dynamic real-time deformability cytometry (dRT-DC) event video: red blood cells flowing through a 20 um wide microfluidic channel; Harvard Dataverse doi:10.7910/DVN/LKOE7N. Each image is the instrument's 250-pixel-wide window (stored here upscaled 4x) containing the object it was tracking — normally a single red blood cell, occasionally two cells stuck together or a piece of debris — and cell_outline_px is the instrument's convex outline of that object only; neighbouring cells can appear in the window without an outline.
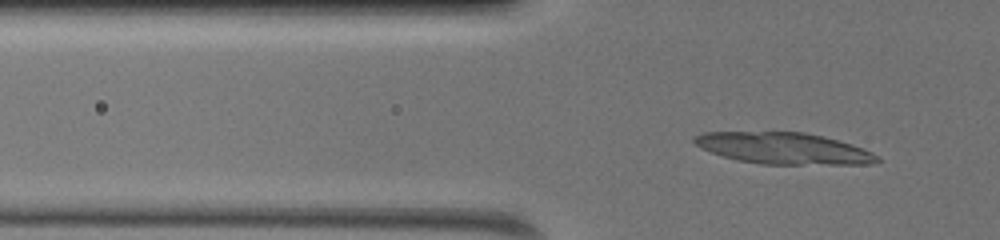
{"species": "common noctule bat (a hibernating species)", "species_latin": "Nyctalus noctula", "temperature_condition": "warm", "stored_images_in_passage": 55, "camera_frame_rate_fps": 3000, "um_per_image_px": 0.085, "animal": {"sex": "female", "body_mass_g": 19.5, "forearm_length_mm": 54.1}, "frame": {"image": 1, "passage_image": 16, "time_ms": 5.0, "image_size_px": [1000, 240], "cell_outline_px": [[880, 160], [872, 164], [760, 164], [736, 160], [700, 148], [692, 140], [692, 136], [704, 132], [804, 132], [824, 136], [852, 144], [864, 148], [880, 156]], "centroid_in_image_um": [66.62, 12.6], "position_along_channel_um": 59.2, "area_um2": 33.64}}